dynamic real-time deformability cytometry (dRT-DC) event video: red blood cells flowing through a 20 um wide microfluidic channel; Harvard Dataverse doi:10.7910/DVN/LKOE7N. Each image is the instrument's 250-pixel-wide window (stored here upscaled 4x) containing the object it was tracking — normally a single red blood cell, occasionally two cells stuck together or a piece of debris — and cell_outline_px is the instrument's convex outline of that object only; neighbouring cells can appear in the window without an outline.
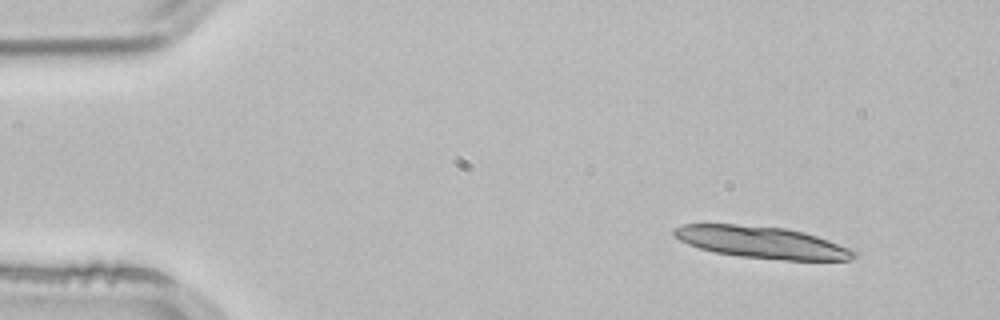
{"species": "common noctule bat (a hibernating species)", "species_latin": "Nyctalus noctula", "temperature_condition": "room temperature", "stored_images_in_passage": 3, "camera_frame_rate_fps": 3000, "um_per_image_px": 0.085, "animal": {"sex": "male", "body_mass_g": 21.5, "forearm_length_mm": 52.0}, "frame": {"image": 1, "passage_image": 1, "time_ms": 0.0, "image_size_px": [1000, 320], "cell_outline_px": [[856, 256], [848, 260], [784, 260], [740, 256], [716, 252], [700, 248], [688, 244], [680, 240], [672, 232], [672, 228], [684, 224], [736, 224], [784, 228], [804, 232], [828, 240], [848, 248], [856, 252]], "centroid_in_image_um": [64.73, 20.59], "position_along_channel_um": 20.3, "area_um2": 33.06}}